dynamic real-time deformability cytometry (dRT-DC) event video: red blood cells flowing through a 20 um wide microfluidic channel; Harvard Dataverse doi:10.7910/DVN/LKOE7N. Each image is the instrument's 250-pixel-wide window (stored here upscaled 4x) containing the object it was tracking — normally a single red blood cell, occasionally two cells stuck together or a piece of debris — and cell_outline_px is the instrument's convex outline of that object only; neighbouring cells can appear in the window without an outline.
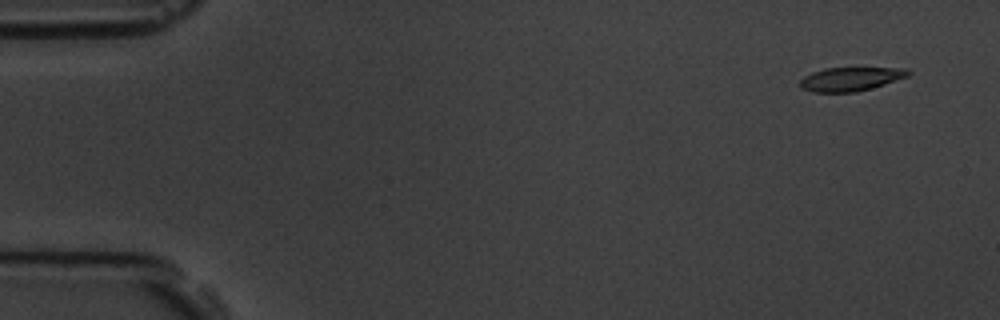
{"species": "common noctule bat (a hibernating species)", "species_latin": "Nyctalus noctula", "temperature_condition": "room temperature", "stored_images_in_passage": 5, "camera_frame_rate_fps": 3000, "um_per_image_px": 0.085, "animal": {"sex": "male", "body_mass_g": 19.5, "forearm_length_mm": 54.6}, "frame": {"image": 1, "passage_image": 1, "time_ms": 0.0, "image_size_px": [1000, 320], "cell_outline_px": [[912, 72], [908, 76], [884, 84], [856, 92], [812, 92], [800, 88], [800, 80], [804, 76], [812, 72], [824, 68], [908, 68]], "centroid_in_image_um": [72.28, 6.71], "position_along_channel_um": 12.7, "area_um2": 14.97}}
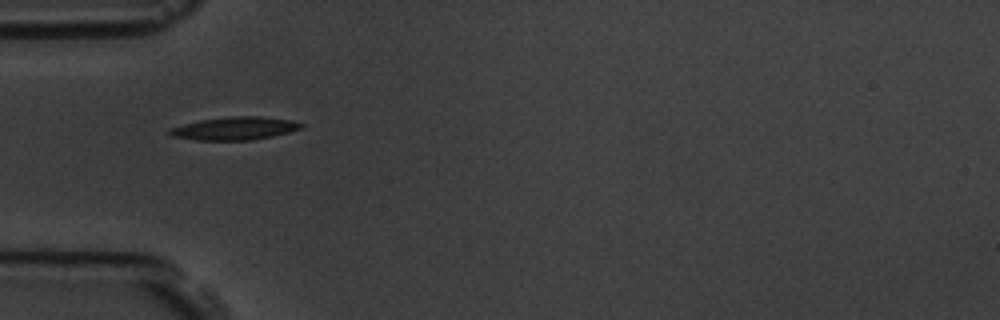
{"frame": {"image": 2, "passage_image": 5, "time_ms": 4.667, "image_size_px": [1000, 320], "cell_outline_px": [[304, 124], [300, 128], [288, 132], [272, 136], [252, 140], [196, 140], [172, 136], [168, 132], [168, 128], [200, 120], [228, 116], [260, 116], [292, 120]], "centroid_in_image_um": [19.93, 10.91], "position_along_channel_um": 65.1, "area_um2": 17.57}}